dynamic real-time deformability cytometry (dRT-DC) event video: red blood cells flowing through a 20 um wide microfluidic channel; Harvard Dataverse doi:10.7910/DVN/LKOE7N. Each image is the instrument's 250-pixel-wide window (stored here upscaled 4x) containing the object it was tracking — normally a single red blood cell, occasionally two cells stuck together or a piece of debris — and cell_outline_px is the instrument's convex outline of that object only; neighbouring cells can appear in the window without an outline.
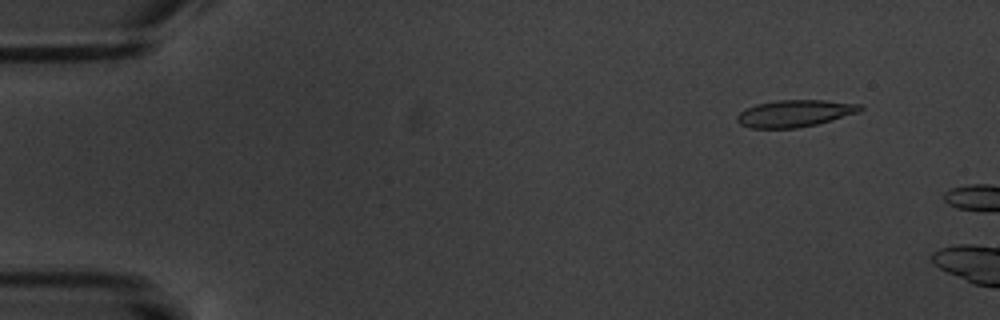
{"species": "common noctule bat (a hibernating species)", "species_latin": "Nyctalus noctula", "temperature_condition": "warm", "stored_images_in_passage": 3, "camera_frame_rate_fps": 3000, "um_per_image_px": 0.085, "animal": {"sex": "male", "body_mass_g": 20.1, "forearm_length_mm": 53.5}, "frame": {"image": 1, "passage_image": 2, "time_ms": 1.333, "image_size_px": [1000, 320], "cell_outline_px": [[864, 108], [860, 112], [816, 124], [796, 128], [752, 128], [740, 124], [736, 120], [736, 116], [740, 112], [756, 104], [776, 100], [824, 100], [860, 104]], "centroid_in_image_um": [67.56, 9.63], "position_along_channel_um": 17.4, "area_um2": 19.25}}